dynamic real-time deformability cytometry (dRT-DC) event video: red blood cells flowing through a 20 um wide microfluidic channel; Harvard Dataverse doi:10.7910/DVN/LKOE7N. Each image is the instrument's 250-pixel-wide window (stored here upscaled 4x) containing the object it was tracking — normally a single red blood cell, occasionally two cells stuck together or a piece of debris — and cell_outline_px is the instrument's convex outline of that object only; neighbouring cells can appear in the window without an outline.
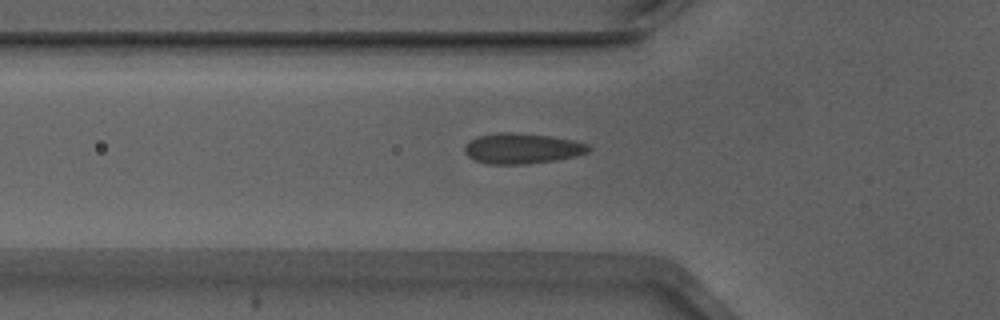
{"species": "Egyptian fruit bat (a non-hibernating species)", "species_latin": "Rousettus aegyptiacus", "temperature_condition": "warm", "stored_images_in_passage": 33, "camera_frame_rate_fps": 3000, "um_per_image_px": 0.085, "animal": {"sex": "male"}, "frame": {"image": 1, "passage_image": 4, "time_ms": 1.0, "image_size_px": [1000, 320], "cell_outline_px": [[592, 148], [588, 152], [576, 156], [556, 160], [528, 164], [488, 164], [476, 160], [468, 156], [464, 152], [464, 144], [468, 140], [476, 136], [496, 132], [512, 132], [548, 136], [576, 140], [588, 144]], "centroid_in_image_um": [44.36, 12.61], "position_along_channel_um": 81.4, "area_um2": 22.31}}
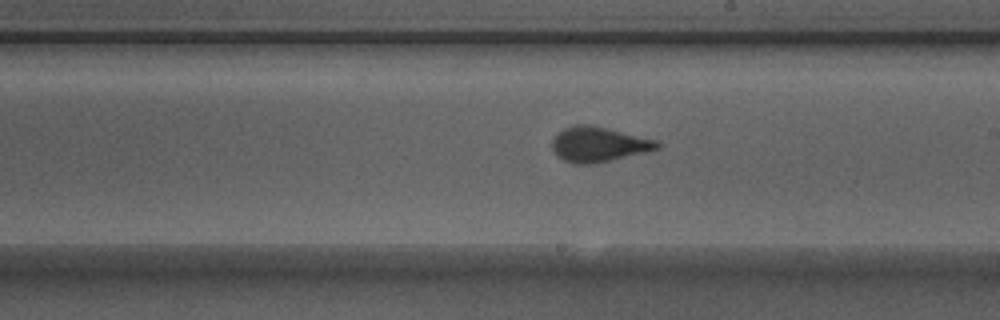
{"frame": {"image": 2, "passage_image": 16, "time_ms": 5.0, "image_size_px": [1000, 320], "cell_outline_px": [[660, 148], [596, 164], [572, 164], [556, 156], [552, 148], [552, 140], [564, 128], [572, 124], [588, 124], [608, 128], [660, 140]], "centroid_in_image_um": [50.89, 12.27], "position_along_channel_um": 238.1, "area_um2": 21.68}}
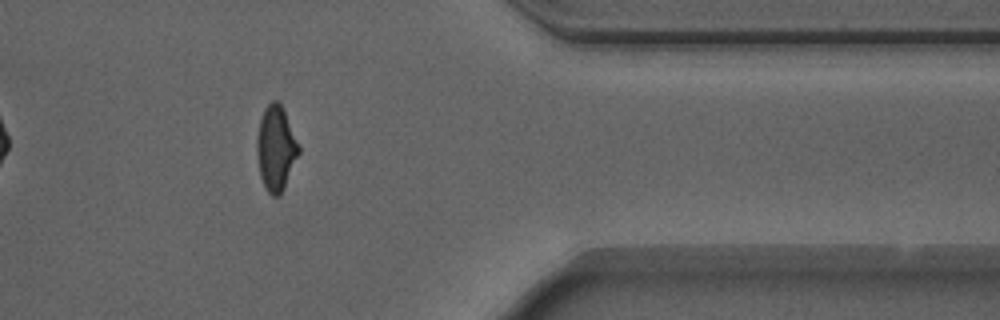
{"frame": {"image": 3, "passage_image": 29, "time_ms": 9.333, "image_size_px": [1000, 320], "cell_outline_px": [[300, 152], [284, 188], [280, 196], [272, 196], [264, 188], [260, 176], [256, 152], [256, 140], [260, 120], [264, 108], [272, 100], [276, 100], [280, 104], [284, 112], [300, 148]], "centroid_in_image_um": [23.43, 12.65], "position_along_channel_um": 388.0, "area_um2": 20.58}, "authors_computed_cell_mechanics": {"area_um2": 21.0392, "velocity_mm_per_s": 3.8994, "shape_relaxation_time_tau1_ms": 5.2345, "shape_relaxation_time_tau2_ms": null, "deformation_change_tau1": 0.1512, "deformation_change_tau2": null}}